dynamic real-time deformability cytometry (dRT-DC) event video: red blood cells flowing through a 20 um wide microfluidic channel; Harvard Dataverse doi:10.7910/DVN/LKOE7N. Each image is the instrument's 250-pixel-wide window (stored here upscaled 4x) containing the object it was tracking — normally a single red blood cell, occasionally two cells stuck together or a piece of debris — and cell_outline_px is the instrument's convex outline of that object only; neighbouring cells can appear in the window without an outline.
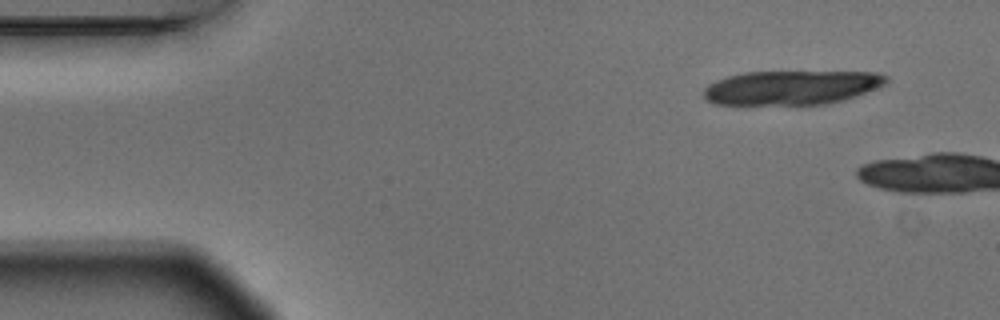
{"species": "Egyptian fruit bat (a non-hibernating species)", "species_latin": "Rousettus aegyptiacus", "temperature_condition": "warm", "stored_images_in_passage": 3, "camera_frame_rate_fps": 3000, "um_per_image_px": 0.085, "animal": {"sex": "male"}, "frame": {"image": 1, "passage_image": 1, "time_ms": 0.0, "image_size_px": [1000, 320], "cell_outline_px": [[888, 84], [880, 88], [856, 96], [828, 104], [712, 104], [704, 100], [704, 88], [708, 84], [716, 80], [728, 76], [744, 72], [880, 72], [888, 76]], "centroid_in_image_um": [67.32, 7.44], "position_along_channel_um": 17.7, "area_um2": 36.65}}